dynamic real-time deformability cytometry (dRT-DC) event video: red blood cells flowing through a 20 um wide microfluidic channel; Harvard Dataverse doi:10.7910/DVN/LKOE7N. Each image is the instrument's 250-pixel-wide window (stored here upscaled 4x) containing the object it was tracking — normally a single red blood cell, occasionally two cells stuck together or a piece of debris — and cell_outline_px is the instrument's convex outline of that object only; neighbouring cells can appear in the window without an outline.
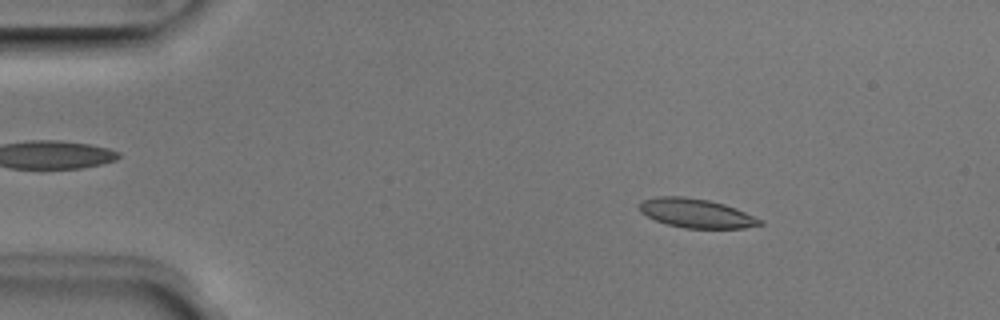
{"species": "Egyptian fruit bat (a non-hibernating species)", "species_latin": "Rousettus aegyptiacus", "temperature_condition": "room temperature", "stored_images_in_passage": 4, "camera_frame_rate_fps": 3000, "um_per_image_px": 0.085, "animal": {"sex": "male"}, "frame": {"image": 1, "passage_image": 2, "time_ms": 0.333, "image_size_px": [1000, 320], "cell_outline_px": [[764, 224], [744, 228], [684, 228], [668, 224], [656, 220], [640, 212], [640, 204], [644, 200], [656, 196], [684, 196], [708, 200], [724, 204], [736, 208], [764, 220]], "centroid_in_image_um": [59.22, 18.12], "position_along_channel_um": 25.8, "area_um2": 20.35}}